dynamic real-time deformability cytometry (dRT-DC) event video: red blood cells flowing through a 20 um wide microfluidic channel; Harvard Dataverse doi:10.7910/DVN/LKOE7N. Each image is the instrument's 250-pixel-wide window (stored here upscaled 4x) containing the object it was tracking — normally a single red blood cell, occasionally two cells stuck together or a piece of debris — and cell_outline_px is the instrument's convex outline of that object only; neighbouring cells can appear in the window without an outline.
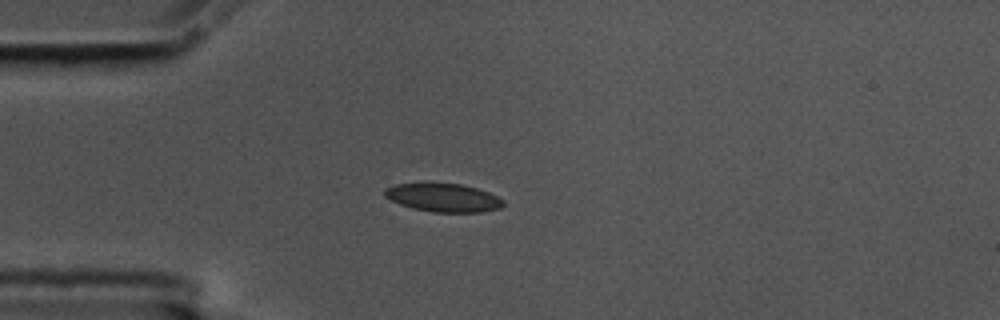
{"species": "common noctule bat (a hibernating species)", "species_latin": "Nyctalus noctula", "temperature_condition": "cold", "stored_images_in_passage": 11, "camera_frame_rate_fps": 3000, "um_per_image_px": 0.085, "animal": {"sex": "male", "body_mass_g": 17.5, "forearm_length_mm": 52.3}, "frame": {"image": 1, "passage_image": 1, "time_ms": 0.0, "image_size_px": [1000, 320], "cell_outline_px": [[504, 204], [500, 208], [480, 212], [432, 212], [412, 208], [400, 204], [384, 196], [384, 188], [396, 184], [460, 184], [476, 188], [488, 192], [504, 200]], "centroid_in_image_um": [37.68, 16.81], "position_along_channel_um": 47.3, "area_um2": 19.31}}